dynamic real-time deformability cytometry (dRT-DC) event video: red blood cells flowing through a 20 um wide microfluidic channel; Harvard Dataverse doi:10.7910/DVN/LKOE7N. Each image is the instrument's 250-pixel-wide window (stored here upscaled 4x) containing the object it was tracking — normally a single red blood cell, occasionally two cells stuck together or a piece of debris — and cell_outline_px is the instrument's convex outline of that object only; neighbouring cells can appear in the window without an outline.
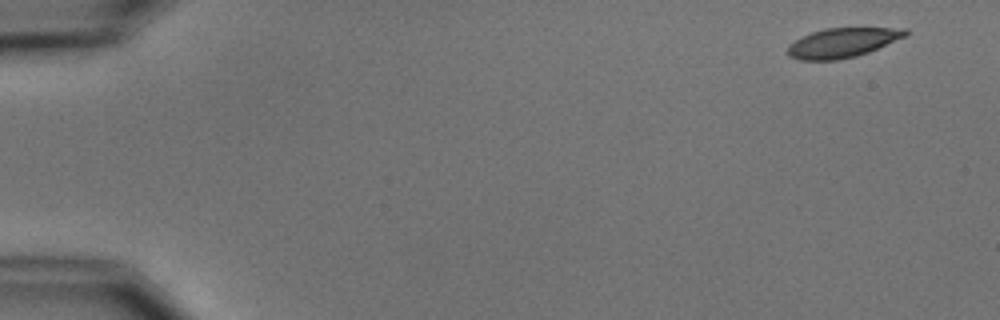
{"species": "common noctule bat (a hibernating species)", "species_latin": "Nyctalus noctula", "temperature_condition": "cold", "stored_images_in_passage": 9, "camera_frame_rate_fps": 3000, "um_per_image_px": 0.085, "animal": {"sex": "male", "body_mass_g": 15.6}, "frame": {"image": 1, "passage_image": 1, "time_ms": 0.0, "image_size_px": [1000, 320], "cell_outline_px": [[908, 36], [868, 52], [856, 56], [836, 60], [800, 60], [788, 56], [788, 44], [812, 32], [824, 28], [908, 28]], "centroid_in_image_um": [71.64, 3.63], "position_along_channel_um": 13.4, "area_um2": 20.23}}
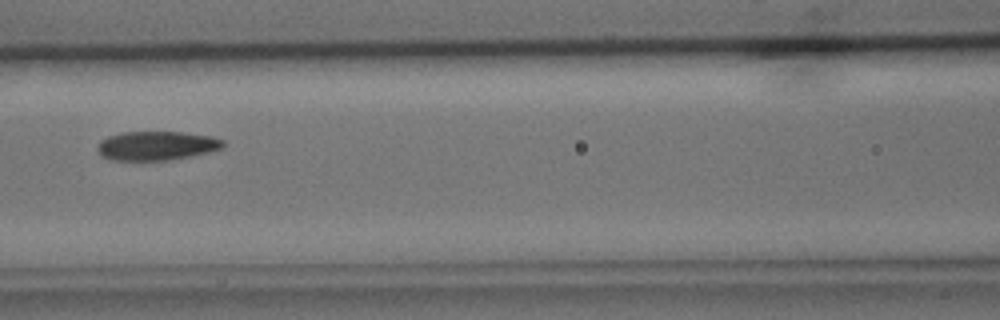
{"frame": {"image": 2, "passage_image": 7, "time_ms": 7.333, "image_size_px": [1000, 320], "cell_outline_px": [[224, 148], [192, 156], [168, 160], [112, 160], [100, 156], [96, 148], [100, 140], [108, 136], [120, 132], [180, 132], [212, 136], [224, 140]], "centroid_in_image_um": [13.29, 12.38], "position_along_channel_um": 153.3, "area_um2": 21.44}}
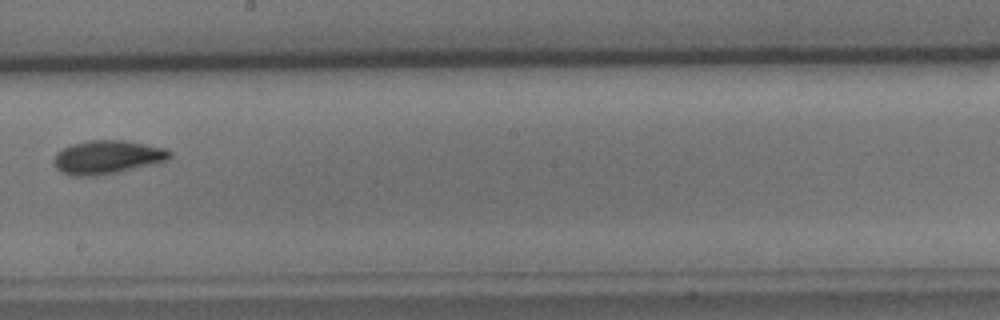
{"frame": {"image": 3, "passage_image": 9, "time_ms": 9.667, "image_size_px": [1000, 320], "cell_outline_px": [[172, 156], [168, 160], [120, 172], [96, 176], [72, 176], [60, 172], [56, 168], [52, 160], [56, 152], [72, 144], [88, 140], [124, 140], [168, 148], [172, 152]], "centroid_in_image_um": [9.12, 13.36], "position_along_channel_um": 239.1, "area_um2": 23.0}}